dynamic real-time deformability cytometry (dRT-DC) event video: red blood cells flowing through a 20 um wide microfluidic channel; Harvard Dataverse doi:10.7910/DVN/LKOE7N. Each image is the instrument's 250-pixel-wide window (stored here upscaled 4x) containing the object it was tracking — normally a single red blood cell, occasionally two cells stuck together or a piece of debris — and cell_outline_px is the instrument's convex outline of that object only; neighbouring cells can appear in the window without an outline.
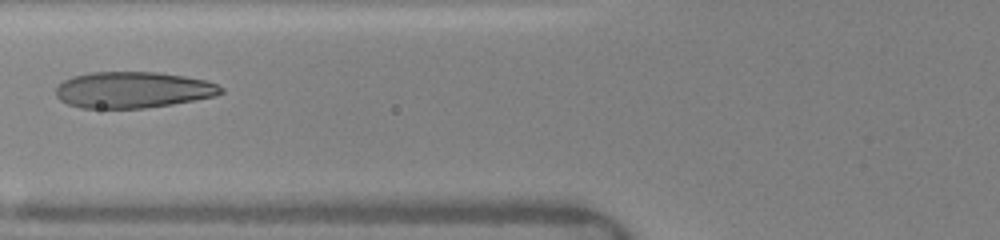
{"species": "human", "species_latin": "Homo sapiens", "temperature_condition": "warm", "stored_images_in_passage": 19, "camera_frame_rate_fps": 3000, "um_per_image_px": 0.085, "donor": {"sex": "female"}, "frame": {"image": 1, "passage_image": 11, "time_ms": 6.0, "image_size_px": [1000, 240], "cell_outline_px": [[224, 92], [216, 96], [172, 104], [144, 108], [80, 108], [68, 104], [60, 100], [56, 96], [56, 88], [64, 80], [72, 76], [88, 72], [156, 72], [184, 76], [204, 80], [216, 84], [224, 88]], "centroid_in_image_um": [11.29, 7.64], "position_along_channel_um": 114.5, "area_um2": 34.91}}
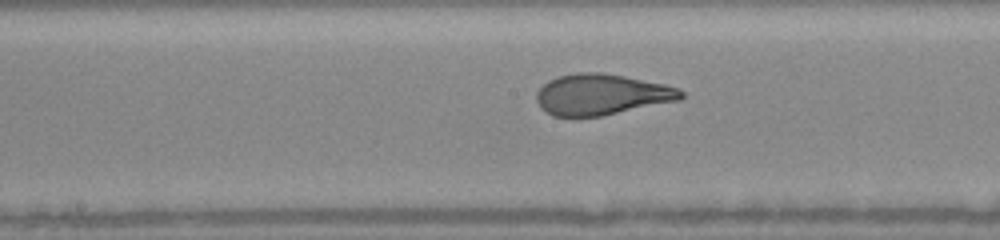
{"frame": {"image": 2, "passage_image": 16, "time_ms": 8.0, "image_size_px": [1000, 240], "cell_outline_px": [[684, 96], [680, 100], [600, 116], [552, 116], [540, 108], [536, 100], [536, 92], [548, 80], [556, 76], [576, 72], [600, 72], [624, 76], [664, 84], [676, 88], [684, 92]], "centroid_in_image_um": [51.09, 8.02], "position_along_channel_um": 197.1, "area_um2": 34.45}}